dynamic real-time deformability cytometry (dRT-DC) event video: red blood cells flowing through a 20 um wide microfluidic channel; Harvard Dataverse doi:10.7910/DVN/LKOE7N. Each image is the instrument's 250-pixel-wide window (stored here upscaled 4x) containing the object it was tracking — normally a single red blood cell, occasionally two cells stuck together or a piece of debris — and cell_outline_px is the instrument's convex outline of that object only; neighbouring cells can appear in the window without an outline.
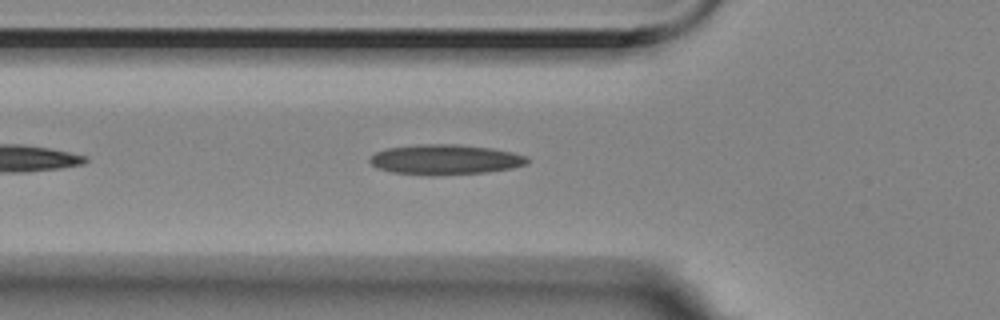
{"species": "Egyptian fruit bat (a non-hibernating species)", "species_latin": "Rousettus aegyptiacus", "temperature_condition": "room temperature", "stored_images_in_passage": 28, "camera_frame_rate_fps": 3000, "um_per_image_px": 0.085, "animal": {"sex": "female"}, "frame": {"image": 1, "passage_image": 7, "time_ms": 2.0, "image_size_px": [1000, 320], "cell_outline_px": [[528, 160], [524, 164], [512, 168], [484, 172], [432, 176], [428, 176], [392, 172], [376, 168], [368, 160], [376, 152], [388, 148], [416, 144], [456, 144], [492, 148], [512, 152], [524, 156]], "centroid_in_image_um": [37.78, 13.56], "position_along_channel_um": 88.0, "area_um2": 27.57}}
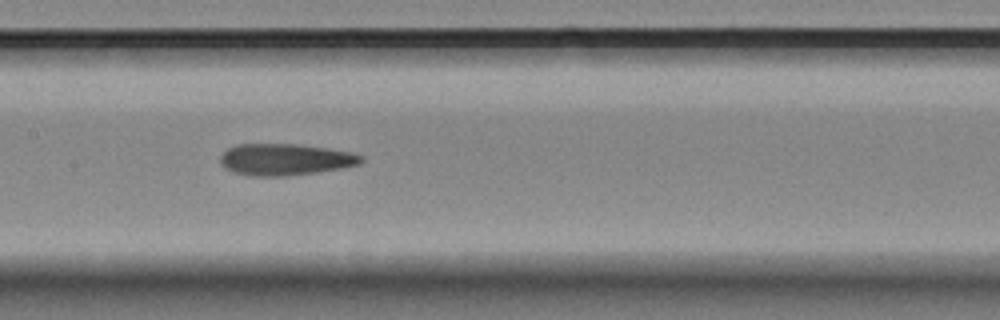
{"frame": {"image": 2, "passage_image": 15, "time_ms": 4.667, "image_size_px": [1000, 320], "cell_outline_px": [[364, 160], [360, 164], [340, 168], [316, 172], [288, 176], [252, 176], [236, 172], [224, 168], [220, 164], [220, 156], [228, 148], [236, 144], [296, 144], [324, 148], [348, 152], [364, 156]], "centroid_in_image_um": [24.21, 13.56], "position_along_channel_um": 183.2, "area_um2": 25.78}}
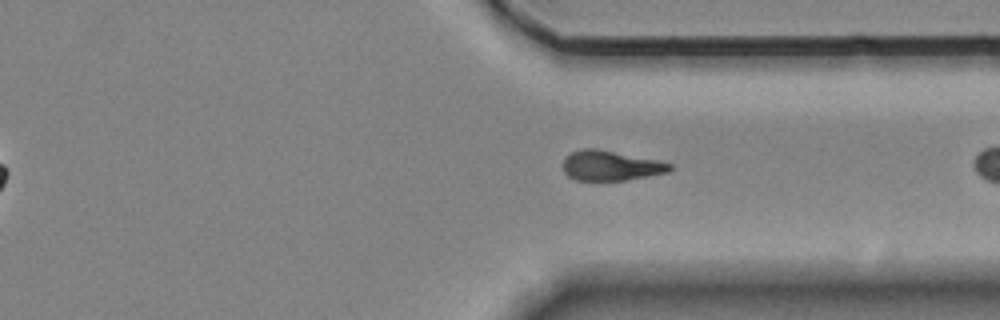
{"frame": {"image": 3, "passage_image": 27, "time_ms": 8.667, "image_size_px": [1000, 320], "cell_outline_px": [[672, 168], [668, 172], [624, 180], [576, 180], [568, 176], [564, 172], [564, 156], [568, 152], [580, 148], [596, 148], [656, 160], [672, 164]], "centroid_in_image_um": [51.84, 14.06], "position_along_channel_um": 359.6, "area_um2": 18.55}}